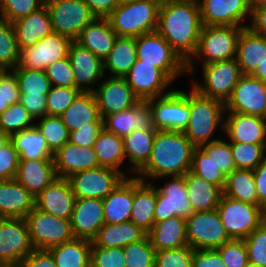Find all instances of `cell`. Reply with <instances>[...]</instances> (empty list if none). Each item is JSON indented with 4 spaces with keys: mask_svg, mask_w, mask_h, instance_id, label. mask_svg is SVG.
Returning a JSON list of instances; mask_svg holds the SVG:
<instances>
[{
    "mask_svg": "<svg viewBox=\"0 0 266 267\" xmlns=\"http://www.w3.org/2000/svg\"><path fill=\"white\" fill-rule=\"evenodd\" d=\"M229 143L237 169L254 170L266 159V144Z\"/></svg>",
    "mask_w": 266,
    "mask_h": 267,
    "instance_id": "7dc6e473",
    "label": "cell"
},
{
    "mask_svg": "<svg viewBox=\"0 0 266 267\" xmlns=\"http://www.w3.org/2000/svg\"><path fill=\"white\" fill-rule=\"evenodd\" d=\"M124 78L140 100L161 97L173 90L166 91L173 82L159 68L138 59Z\"/></svg>",
    "mask_w": 266,
    "mask_h": 267,
    "instance_id": "44dd1931",
    "label": "cell"
},
{
    "mask_svg": "<svg viewBox=\"0 0 266 267\" xmlns=\"http://www.w3.org/2000/svg\"><path fill=\"white\" fill-rule=\"evenodd\" d=\"M75 201L68 179L57 177L35 197V207L58 218L71 219Z\"/></svg>",
    "mask_w": 266,
    "mask_h": 267,
    "instance_id": "7402d4cb",
    "label": "cell"
},
{
    "mask_svg": "<svg viewBox=\"0 0 266 267\" xmlns=\"http://www.w3.org/2000/svg\"><path fill=\"white\" fill-rule=\"evenodd\" d=\"M93 147L99 166L118 170L127 177V171H123L120 167L124 165L123 163L126 159L122 137L108 132L103 128L99 132Z\"/></svg>",
    "mask_w": 266,
    "mask_h": 267,
    "instance_id": "ab89813d",
    "label": "cell"
},
{
    "mask_svg": "<svg viewBox=\"0 0 266 267\" xmlns=\"http://www.w3.org/2000/svg\"><path fill=\"white\" fill-rule=\"evenodd\" d=\"M203 27L197 0H164L156 32L187 64L195 55Z\"/></svg>",
    "mask_w": 266,
    "mask_h": 267,
    "instance_id": "6da1fadb",
    "label": "cell"
},
{
    "mask_svg": "<svg viewBox=\"0 0 266 267\" xmlns=\"http://www.w3.org/2000/svg\"><path fill=\"white\" fill-rule=\"evenodd\" d=\"M170 178L164 182L165 185L156 186L155 222L175 216L187 219L194 213L187 196L185 175L170 176Z\"/></svg>",
    "mask_w": 266,
    "mask_h": 267,
    "instance_id": "9a60e30c",
    "label": "cell"
},
{
    "mask_svg": "<svg viewBox=\"0 0 266 267\" xmlns=\"http://www.w3.org/2000/svg\"><path fill=\"white\" fill-rule=\"evenodd\" d=\"M103 126H84L70 132L69 142L84 147H93Z\"/></svg>",
    "mask_w": 266,
    "mask_h": 267,
    "instance_id": "e7e4bbea",
    "label": "cell"
},
{
    "mask_svg": "<svg viewBox=\"0 0 266 267\" xmlns=\"http://www.w3.org/2000/svg\"><path fill=\"white\" fill-rule=\"evenodd\" d=\"M216 209L231 239L244 240L264 221L262 207L225 195Z\"/></svg>",
    "mask_w": 266,
    "mask_h": 267,
    "instance_id": "ba28073f",
    "label": "cell"
},
{
    "mask_svg": "<svg viewBox=\"0 0 266 267\" xmlns=\"http://www.w3.org/2000/svg\"><path fill=\"white\" fill-rule=\"evenodd\" d=\"M34 249H50L73 240L71 219L58 218L36 207L25 217Z\"/></svg>",
    "mask_w": 266,
    "mask_h": 267,
    "instance_id": "30bf717a",
    "label": "cell"
},
{
    "mask_svg": "<svg viewBox=\"0 0 266 267\" xmlns=\"http://www.w3.org/2000/svg\"><path fill=\"white\" fill-rule=\"evenodd\" d=\"M34 208L35 196L16 179L0 180V218H25Z\"/></svg>",
    "mask_w": 266,
    "mask_h": 267,
    "instance_id": "83f0119b",
    "label": "cell"
},
{
    "mask_svg": "<svg viewBox=\"0 0 266 267\" xmlns=\"http://www.w3.org/2000/svg\"><path fill=\"white\" fill-rule=\"evenodd\" d=\"M72 39L66 35L52 33L39 40L35 45L19 49L15 68L45 70L54 62L68 57Z\"/></svg>",
    "mask_w": 266,
    "mask_h": 267,
    "instance_id": "4fadbf2b",
    "label": "cell"
},
{
    "mask_svg": "<svg viewBox=\"0 0 266 267\" xmlns=\"http://www.w3.org/2000/svg\"><path fill=\"white\" fill-rule=\"evenodd\" d=\"M202 80H192L191 87L201 95L217 99L224 104L230 98L233 88L243 76L236 58L202 65Z\"/></svg>",
    "mask_w": 266,
    "mask_h": 267,
    "instance_id": "52a82bcc",
    "label": "cell"
},
{
    "mask_svg": "<svg viewBox=\"0 0 266 267\" xmlns=\"http://www.w3.org/2000/svg\"><path fill=\"white\" fill-rule=\"evenodd\" d=\"M133 205V176L125 177L119 185L103 199L105 224H116L130 220Z\"/></svg>",
    "mask_w": 266,
    "mask_h": 267,
    "instance_id": "836d02e7",
    "label": "cell"
},
{
    "mask_svg": "<svg viewBox=\"0 0 266 267\" xmlns=\"http://www.w3.org/2000/svg\"><path fill=\"white\" fill-rule=\"evenodd\" d=\"M68 57L74 72V87L81 92H94L105 78L103 60L75 40L69 46Z\"/></svg>",
    "mask_w": 266,
    "mask_h": 267,
    "instance_id": "ffe728a7",
    "label": "cell"
},
{
    "mask_svg": "<svg viewBox=\"0 0 266 267\" xmlns=\"http://www.w3.org/2000/svg\"><path fill=\"white\" fill-rule=\"evenodd\" d=\"M44 71L51 86L74 87V72L69 57L52 63Z\"/></svg>",
    "mask_w": 266,
    "mask_h": 267,
    "instance_id": "94428289",
    "label": "cell"
},
{
    "mask_svg": "<svg viewBox=\"0 0 266 267\" xmlns=\"http://www.w3.org/2000/svg\"><path fill=\"white\" fill-rule=\"evenodd\" d=\"M20 267H56L48 249H34L19 262Z\"/></svg>",
    "mask_w": 266,
    "mask_h": 267,
    "instance_id": "03108f58",
    "label": "cell"
},
{
    "mask_svg": "<svg viewBox=\"0 0 266 267\" xmlns=\"http://www.w3.org/2000/svg\"><path fill=\"white\" fill-rule=\"evenodd\" d=\"M19 163V154L11 141L0 148V180L15 179Z\"/></svg>",
    "mask_w": 266,
    "mask_h": 267,
    "instance_id": "6125c7cd",
    "label": "cell"
},
{
    "mask_svg": "<svg viewBox=\"0 0 266 267\" xmlns=\"http://www.w3.org/2000/svg\"><path fill=\"white\" fill-rule=\"evenodd\" d=\"M96 18H107L118 6V0H83Z\"/></svg>",
    "mask_w": 266,
    "mask_h": 267,
    "instance_id": "2644e50d",
    "label": "cell"
},
{
    "mask_svg": "<svg viewBox=\"0 0 266 267\" xmlns=\"http://www.w3.org/2000/svg\"><path fill=\"white\" fill-rule=\"evenodd\" d=\"M250 6L258 5V4H266V0H249Z\"/></svg>",
    "mask_w": 266,
    "mask_h": 267,
    "instance_id": "34e18365",
    "label": "cell"
},
{
    "mask_svg": "<svg viewBox=\"0 0 266 267\" xmlns=\"http://www.w3.org/2000/svg\"><path fill=\"white\" fill-rule=\"evenodd\" d=\"M218 139L208 144L200 146V148L212 158L215 165L227 176L236 168L233 160L232 150L229 141Z\"/></svg>",
    "mask_w": 266,
    "mask_h": 267,
    "instance_id": "816d5d0a",
    "label": "cell"
},
{
    "mask_svg": "<svg viewBox=\"0 0 266 267\" xmlns=\"http://www.w3.org/2000/svg\"><path fill=\"white\" fill-rule=\"evenodd\" d=\"M188 245L194 250L216 249L232 240L217 209L210 212H194L186 219Z\"/></svg>",
    "mask_w": 266,
    "mask_h": 267,
    "instance_id": "8fae6325",
    "label": "cell"
},
{
    "mask_svg": "<svg viewBox=\"0 0 266 267\" xmlns=\"http://www.w3.org/2000/svg\"><path fill=\"white\" fill-rule=\"evenodd\" d=\"M19 49L35 45L53 33L51 18L46 4L39 10L13 22Z\"/></svg>",
    "mask_w": 266,
    "mask_h": 267,
    "instance_id": "f546056e",
    "label": "cell"
},
{
    "mask_svg": "<svg viewBox=\"0 0 266 267\" xmlns=\"http://www.w3.org/2000/svg\"><path fill=\"white\" fill-rule=\"evenodd\" d=\"M226 267H244L248 262V251L244 240L232 239L216 248Z\"/></svg>",
    "mask_w": 266,
    "mask_h": 267,
    "instance_id": "9f6ffc18",
    "label": "cell"
},
{
    "mask_svg": "<svg viewBox=\"0 0 266 267\" xmlns=\"http://www.w3.org/2000/svg\"><path fill=\"white\" fill-rule=\"evenodd\" d=\"M251 75L266 82V58L257 66V69Z\"/></svg>",
    "mask_w": 266,
    "mask_h": 267,
    "instance_id": "8c879c8a",
    "label": "cell"
},
{
    "mask_svg": "<svg viewBox=\"0 0 266 267\" xmlns=\"http://www.w3.org/2000/svg\"><path fill=\"white\" fill-rule=\"evenodd\" d=\"M125 178L118 170L96 167L75 173L68 177L76 198L105 199Z\"/></svg>",
    "mask_w": 266,
    "mask_h": 267,
    "instance_id": "5bb4252c",
    "label": "cell"
},
{
    "mask_svg": "<svg viewBox=\"0 0 266 267\" xmlns=\"http://www.w3.org/2000/svg\"><path fill=\"white\" fill-rule=\"evenodd\" d=\"M156 185L133 176V205L130 221L148 233L154 224Z\"/></svg>",
    "mask_w": 266,
    "mask_h": 267,
    "instance_id": "f1b7e54d",
    "label": "cell"
},
{
    "mask_svg": "<svg viewBox=\"0 0 266 267\" xmlns=\"http://www.w3.org/2000/svg\"><path fill=\"white\" fill-rule=\"evenodd\" d=\"M195 148L183 132L157 130L149 160L135 176L150 182L185 175L191 170Z\"/></svg>",
    "mask_w": 266,
    "mask_h": 267,
    "instance_id": "7a4b0ae2",
    "label": "cell"
},
{
    "mask_svg": "<svg viewBox=\"0 0 266 267\" xmlns=\"http://www.w3.org/2000/svg\"><path fill=\"white\" fill-rule=\"evenodd\" d=\"M116 38L107 18H95L82 29L75 41L104 61Z\"/></svg>",
    "mask_w": 266,
    "mask_h": 267,
    "instance_id": "1f68e13d",
    "label": "cell"
},
{
    "mask_svg": "<svg viewBox=\"0 0 266 267\" xmlns=\"http://www.w3.org/2000/svg\"><path fill=\"white\" fill-rule=\"evenodd\" d=\"M125 267H155L156 251L146 236L139 242L123 247Z\"/></svg>",
    "mask_w": 266,
    "mask_h": 267,
    "instance_id": "f907efd6",
    "label": "cell"
},
{
    "mask_svg": "<svg viewBox=\"0 0 266 267\" xmlns=\"http://www.w3.org/2000/svg\"><path fill=\"white\" fill-rule=\"evenodd\" d=\"M244 241L249 262L266 267V223L262 222Z\"/></svg>",
    "mask_w": 266,
    "mask_h": 267,
    "instance_id": "11a10c76",
    "label": "cell"
},
{
    "mask_svg": "<svg viewBox=\"0 0 266 267\" xmlns=\"http://www.w3.org/2000/svg\"><path fill=\"white\" fill-rule=\"evenodd\" d=\"M147 236L156 252L189 246L186 235V219L178 216L154 222Z\"/></svg>",
    "mask_w": 266,
    "mask_h": 267,
    "instance_id": "d6a6232c",
    "label": "cell"
},
{
    "mask_svg": "<svg viewBox=\"0 0 266 267\" xmlns=\"http://www.w3.org/2000/svg\"><path fill=\"white\" fill-rule=\"evenodd\" d=\"M197 1L201 20L205 26H237L244 28L248 26L244 19L250 20L251 6L249 0Z\"/></svg>",
    "mask_w": 266,
    "mask_h": 267,
    "instance_id": "ac0fdd59",
    "label": "cell"
},
{
    "mask_svg": "<svg viewBox=\"0 0 266 267\" xmlns=\"http://www.w3.org/2000/svg\"><path fill=\"white\" fill-rule=\"evenodd\" d=\"M190 89V119L183 133L195 147H200L220 139V136L214 138L213 135L219 127L224 132L225 104L201 95L193 87Z\"/></svg>",
    "mask_w": 266,
    "mask_h": 267,
    "instance_id": "3957f363",
    "label": "cell"
},
{
    "mask_svg": "<svg viewBox=\"0 0 266 267\" xmlns=\"http://www.w3.org/2000/svg\"><path fill=\"white\" fill-rule=\"evenodd\" d=\"M137 59L154 64L172 82L187 73V64L156 31L135 37Z\"/></svg>",
    "mask_w": 266,
    "mask_h": 267,
    "instance_id": "8992f818",
    "label": "cell"
},
{
    "mask_svg": "<svg viewBox=\"0 0 266 267\" xmlns=\"http://www.w3.org/2000/svg\"><path fill=\"white\" fill-rule=\"evenodd\" d=\"M247 27L254 33L266 37V4L251 7V16Z\"/></svg>",
    "mask_w": 266,
    "mask_h": 267,
    "instance_id": "003e7915",
    "label": "cell"
},
{
    "mask_svg": "<svg viewBox=\"0 0 266 267\" xmlns=\"http://www.w3.org/2000/svg\"><path fill=\"white\" fill-rule=\"evenodd\" d=\"M57 177L68 178L71 175L99 167L94 147H84L67 142L53 154Z\"/></svg>",
    "mask_w": 266,
    "mask_h": 267,
    "instance_id": "484cf974",
    "label": "cell"
},
{
    "mask_svg": "<svg viewBox=\"0 0 266 267\" xmlns=\"http://www.w3.org/2000/svg\"><path fill=\"white\" fill-rule=\"evenodd\" d=\"M157 131L138 130L123 137L124 152L130 167L127 177L136 175L148 162Z\"/></svg>",
    "mask_w": 266,
    "mask_h": 267,
    "instance_id": "74e56055",
    "label": "cell"
},
{
    "mask_svg": "<svg viewBox=\"0 0 266 267\" xmlns=\"http://www.w3.org/2000/svg\"><path fill=\"white\" fill-rule=\"evenodd\" d=\"M75 238L92 241L104 223L103 200L76 198L71 217Z\"/></svg>",
    "mask_w": 266,
    "mask_h": 267,
    "instance_id": "603a6c76",
    "label": "cell"
},
{
    "mask_svg": "<svg viewBox=\"0 0 266 267\" xmlns=\"http://www.w3.org/2000/svg\"><path fill=\"white\" fill-rule=\"evenodd\" d=\"M57 178L53 159H19L15 179L33 196Z\"/></svg>",
    "mask_w": 266,
    "mask_h": 267,
    "instance_id": "4316f807",
    "label": "cell"
},
{
    "mask_svg": "<svg viewBox=\"0 0 266 267\" xmlns=\"http://www.w3.org/2000/svg\"><path fill=\"white\" fill-rule=\"evenodd\" d=\"M33 250L25 218H0V264L19 263Z\"/></svg>",
    "mask_w": 266,
    "mask_h": 267,
    "instance_id": "e0dca14e",
    "label": "cell"
},
{
    "mask_svg": "<svg viewBox=\"0 0 266 267\" xmlns=\"http://www.w3.org/2000/svg\"><path fill=\"white\" fill-rule=\"evenodd\" d=\"M20 102V91L13 70H0V115L14 103Z\"/></svg>",
    "mask_w": 266,
    "mask_h": 267,
    "instance_id": "680465c9",
    "label": "cell"
},
{
    "mask_svg": "<svg viewBox=\"0 0 266 267\" xmlns=\"http://www.w3.org/2000/svg\"><path fill=\"white\" fill-rule=\"evenodd\" d=\"M80 93L81 91L75 87L51 86L47 94V115L61 116Z\"/></svg>",
    "mask_w": 266,
    "mask_h": 267,
    "instance_id": "db71d44e",
    "label": "cell"
},
{
    "mask_svg": "<svg viewBox=\"0 0 266 267\" xmlns=\"http://www.w3.org/2000/svg\"><path fill=\"white\" fill-rule=\"evenodd\" d=\"M91 267H125L123 247H91Z\"/></svg>",
    "mask_w": 266,
    "mask_h": 267,
    "instance_id": "91938a15",
    "label": "cell"
},
{
    "mask_svg": "<svg viewBox=\"0 0 266 267\" xmlns=\"http://www.w3.org/2000/svg\"><path fill=\"white\" fill-rule=\"evenodd\" d=\"M44 5L45 0H0V19L13 23Z\"/></svg>",
    "mask_w": 266,
    "mask_h": 267,
    "instance_id": "f5cc1de1",
    "label": "cell"
},
{
    "mask_svg": "<svg viewBox=\"0 0 266 267\" xmlns=\"http://www.w3.org/2000/svg\"><path fill=\"white\" fill-rule=\"evenodd\" d=\"M244 267H261V266L248 262Z\"/></svg>",
    "mask_w": 266,
    "mask_h": 267,
    "instance_id": "2a66077c",
    "label": "cell"
},
{
    "mask_svg": "<svg viewBox=\"0 0 266 267\" xmlns=\"http://www.w3.org/2000/svg\"><path fill=\"white\" fill-rule=\"evenodd\" d=\"M103 128L122 138L135 130L157 131L153 125L152 112L145 100L128 110L105 116Z\"/></svg>",
    "mask_w": 266,
    "mask_h": 267,
    "instance_id": "cb8c5ba5",
    "label": "cell"
},
{
    "mask_svg": "<svg viewBox=\"0 0 266 267\" xmlns=\"http://www.w3.org/2000/svg\"><path fill=\"white\" fill-rule=\"evenodd\" d=\"M10 141V136L0 130V148Z\"/></svg>",
    "mask_w": 266,
    "mask_h": 267,
    "instance_id": "753ad0ef",
    "label": "cell"
},
{
    "mask_svg": "<svg viewBox=\"0 0 266 267\" xmlns=\"http://www.w3.org/2000/svg\"><path fill=\"white\" fill-rule=\"evenodd\" d=\"M0 267H20L19 263H4L0 264Z\"/></svg>",
    "mask_w": 266,
    "mask_h": 267,
    "instance_id": "11e5206c",
    "label": "cell"
},
{
    "mask_svg": "<svg viewBox=\"0 0 266 267\" xmlns=\"http://www.w3.org/2000/svg\"><path fill=\"white\" fill-rule=\"evenodd\" d=\"M224 134L229 142L266 144V119L255 115L225 112Z\"/></svg>",
    "mask_w": 266,
    "mask_h": 267,
    "instance_id": "d4e9b609",
    "label": "cell"
},
{
    "mask_svg": "<svg viewBox=\"0 0 266 267\" xmlns=\"http://www.w3.org/2000/svg\"><path fill=\"white\" fill-rule=\"evenodd\" d=\"M137 60L135 37L117 36L112 50L103 61L104 72L111 77H125Z\"/></svg>",
    "mask_w": 266,
    "mask_h": 267,
    "instance_id": "f35d334b",
    "label": "cell"
},
{
    "mask_svg": "<svg viewBox=\"0 0 266 267\" xmlns=\"http://www.w3.org/2000/svg\"><path fill=\"white\" fill-rule=\"evenodd\" d=\"M243 28L203 25L196 53L187 63V74H194V60L197 58L202 60L201 65L236 58L237 43Z\"/></svg>",
    "mask_w": 266,
    "mask_h": 267,
    "instance_id": "5b68a950",
    "label": "cell"
},
{
    "mask_svg": "<svg viewBox=\"0 0 266 267\" xmlns=\"http://www.w3.org/2000/svg\"><path fill=\"white\" fill-rule=\"evenodd\" d=\"M20 103L34 120L47 115V97H20Z\"/></svg>",
    "mask_w": 266,
    "mask_h": 267,
    "instance_id": "a7ac6f4b",
    "label": "cell"
},
{
    "mask_svg": "<svg viewBox=\"0 0 266 267\" xmlns=\"http://www.w3.org/2000/svg\"><path fill=\"white\" fill-rule=\"evenodd\" d=\"M92 241L74 238L48 249L56 267H91Z\"/></svg>",
    "mask_w": 266,
    "mask_h": 267,
    "instance_id": "60d3db41",
    "label": "cell"
},
{
    "mask_svg": "<svg viewBox=\"0 0 266 267\" xmlns=\"http://www.w3.org/2000/svg\"><path fill=\"white\" fill-rule=\"evenodd\" d=\"M54 33L75 40L96 17L83 0H45Z\"/></svg>",
    "mask_w": 266,
    "mask_h": 267,
    "instance_id": "7c38bea8",
    "label": "cell"
},
{
    "mask_svg": "<svg viewBox=\"0 0 266 267\" xmlns=\"http://www.w3.org/2000/svg\"><path fill=\"white\" fill-rule=\"evenodd\" d=\"M35 121H39L35 122V126L45 138L48 148L53 154L69 142L70 132L63 124L60 116L45 115Z\"/></svg>",
    "mask_w": 266,
    "mask_h": 267,
    "instance_id": "f6af8a7d",
    "label": "cell"
},
{
    "mask_svg": "<svg viewBox=\"0 0 266 267\" xmlns=\"http://www.w3.org/2000/svg\"><path fill=\"white\" fill-rule=\"evenodd\" d=\"M191 267H226L216 249L194 250Z\"/></svg>",
    "mask_w": 266,
    "mask_h": 267,
    "instance_id": "be15d7a7",
    "label": "cell"
},
{
    "mask_svg": "<svg viewBox=\"0 0 266 267\" xmlns=\"http://www.w3.org/2000/svg\"><path fill=\"white\" fill-rule=\"evenodd\" d=\"M20 97H47L51 83L44 70L14 68Z\"/></svg>",
    "mask_w": 266,
    "mask_h": 267,
    "instance_id": "ee69618b",
    "label": "cell"
},
{
    "mask_svg": "<svg viewBox=\"0 0 266 267\" xmlns=\"http://www.w3.org/2000/svg\"><path fill=\"white\" fill-rule=\"evenodd\" d=\"M254 182L259 200V206L266 208V159L254 170Z\"/></svg>",
    "mask_w": 266,
    "mask_h": 267,
    "instance_id": "89a4df30",
    "label": "cell"
},
{
    "mask_svg": "<svg viewBox=\"0 0 266 267\" xmlns=\"http://www.w3.org/2000/svg\"><path fill=\"white\" fill-rule=\"evenodd\" d=\"M146 101L156 130L184 132L190 119L188 92L173 89L167 95Z\"/></svg>",
    "mask_w": 266,
    "mask_h": 267,
    "instance_id": "9c48e42d",
    "label": "cell"
},
{
    "mask_svg": "<svg viewBox=\"0 0 266 267\" xmlns=\"http://www.w3.org/2000/svg\"><path fill=\"white\" fill-rule=\"evenodd\" d=\"M225 110L266 119L265 82L252 75H243L226 101Z\"/></svg>",
    "mask_w": 266,
    "mask_h": 267,
    "instance_id": "2e32d148",
    "label": "cell"
},
{
    "mask_svg": "<svg viewBox=\"0 0 266 267\" xmlns=\"http://www.w3.org/2000/svg\"><path fill=\"white\" fill-rule=\"evenodd\" d=\"M105 78L93 92L102 119L128 110L141 101L124 77L107 76Z\"/></svg>",
    "mask_w": 266,
    "mask_h": 267,
    "instance_id": "d6986e66",
    "label": "cell"
},
{
    "mask_svg": "<svg viewBox=\"0 0 266 267\" xmlns=\"http://www.w3.org/2000/svg\"><path fill=\"white\" fill-rule=\"evenodd\" d=\"M132 1H134V0H118L119 4L132 2Z\"/></svg>",
    "mask_w": 266,
    "mask_h": 267,
    "instance_id": "b9fcfbb0",
    "label": "cell"
},
{
    "mask_svg": "<svg viewBox=\"0 0 266 267\" xmlns=\"http://www.w3.org/2000/svg\"><path fill=\"white\" fill-rule=\"evenodd\" d=\"M187 196L194 212H210L217 208L223 189L191 171L185 174Z\"/></svg>",
    "mask_w": 266,
    "mask_h": 267,
    "instance_id": "d590c367",
    "label": "cell"
},
{
    "mask_svg": "<svg viewBox=\"0 0 266 267\" xmlns=\"http://www.w3.org/2000/svg\"><path fill=\"white\" fill-rule=\"evenodd\" d=\"M266 223V208L264 209V221Z\"/></svg>",
    "mask_w": 266,
    "mask_h": 267,
    "instance_id": "09005b40",
    "label": "cell"
},
{
    "mask_svg": "<svg viewBox=\"0 0 266 267\" xmlns=\"http://www.w3.org/2000/svg\"><path fill=\"white\" fill-rule=\"evenodd\" d=\"M161 0L118 4L107 17L117 36L138 37L156 31Z\"/></svg>",
    "mask_w": 266,
    "mask_h": 267,
    "instance_id": "277c9868",
    "label": "cell"
},
{
    "mask_svg": "<svg viewBox=\"0 0 266 267\" xmlns=\"http://www.w3.org/2000/svg\"><path fill=\"white\" fill-rule=\"evenodd\" d=\"M19 47L13 23L0 19V70H12L16 67Z\"/></svg>",
    "mask_w": 266,
    "mask_h": 267,
    "instance_id": "bcb514c9",
    "label": "cell"
},
{
    "mask_svg": "<svg viewBox=\"0 0 266 267\" xmlns=\"http://www.w3.org/2000/svg\"><path fill=\"white\" fill-rule=\"evenodd\" d=\"M30 113L18 102L9 107L0 115V130L9 136L35 125Z\"/></svg>",
    "mask_w": 266,
    "mask_h": 267,
    "instance_id": "681fc988",
    "label": "cell"
},
{
    "mask_svg": "<svg viewBox=\"0 0 266 267\" xmlns=\"http://www.w3.org/2000/svg\"><path fill=\"white\" fill-rule=\"evenodd\" d=\"M223 195L259 206L258 195L251 169H235L226 177Z\"/></svg>",
    "mask_w": 266,
    "mask_h": 267,
    "instance_id": "7bdbcfd3",
    "label": "cell"
},
{
    "mask_svg": "<svg viewBox=\"0 0 266 267\" xmlns=\"http://www.w3.org/2000/svg\"><path fill=\"white\" fill-rule=\"evenodd\" d=\"M266 58V37L248 27L242 29L237 43L236 60L243 75H251Z\"/></svg>",
    "mask_w": 266,
    "mask_h": 267,
    "instance_id": "e575fe53",
    "label": "cell"
},
{
    "mask_svg": "<svg viewBox=\"0 0 266 267\" xmlns=\"http://www.w3.org/2000/svg\"><path fill=\"white\" fill-rule=\"evenodd\" d=\"M19 159H53L45 138L34 125L10 136Z\"/></svg>",
    "mask_w": 266,
    "mask_h": 267,
    "instance_id": "b9f144b4",
    "label": "cell"
},
{
    "mask_svg": "<svg viewBox=\"0 0 266 267\" xmlns=\"http://www.w3.org/2000/svg\"><path fill=\"white\" fill-rule=\"evenodd\" d=\"M146 236L147 233L130 220L116 224H104L92 240V247H124L139 242Z\"/></svg>",
    "mask_w": 266,
    "mask_h": 267,
    "instance_id": "8d00e7d4",
    "label": "cell"
},
{
    "mask_svg": "<svg viewBox=\"0 0 266 267\" xmlns=\"http://www.w3.org/2000/svg\"><path fill=\"white\" fill-rule=\"evenodd\" d=\"M193 251L190 246H183L156 252L155 267H191Z\"/></svg>",
    "mask_w": 266,
    "mask_h": 267,
    "instance_id": "6f0895ef",
    "label": "cell"
},
{
    "mask_svg": "<svg viewBox=\"0 0 266 267\" xmlns=\"http://www.w3.org/2000/svg\"><path fill=\"white\" fill-rule=\"evenodd\" d=\"M190 171L222 189L225 187L227 176L200 147L194 149Z\"/></svg>",
    "mask_w": 266,
    "mask_h": 267,
    "instance_id": "c3c4849f",
    "label": "cell"
},
{
    "mask_svg": "<svg viewBox=\"0 0 266 267\" xmlns=\"http://www.w3.org/2000/svg\"><path fill=\"white\" fill-rule=\"evenodd\" d=\"M60 117L69 132L84 126H103L93 92H81Z\"/></svg>",
    "mask_w": 266,
    "mask_h": 267,
    "instance_id": "4dcf8cb0",
    "label": "cell"
}]
</instances>
